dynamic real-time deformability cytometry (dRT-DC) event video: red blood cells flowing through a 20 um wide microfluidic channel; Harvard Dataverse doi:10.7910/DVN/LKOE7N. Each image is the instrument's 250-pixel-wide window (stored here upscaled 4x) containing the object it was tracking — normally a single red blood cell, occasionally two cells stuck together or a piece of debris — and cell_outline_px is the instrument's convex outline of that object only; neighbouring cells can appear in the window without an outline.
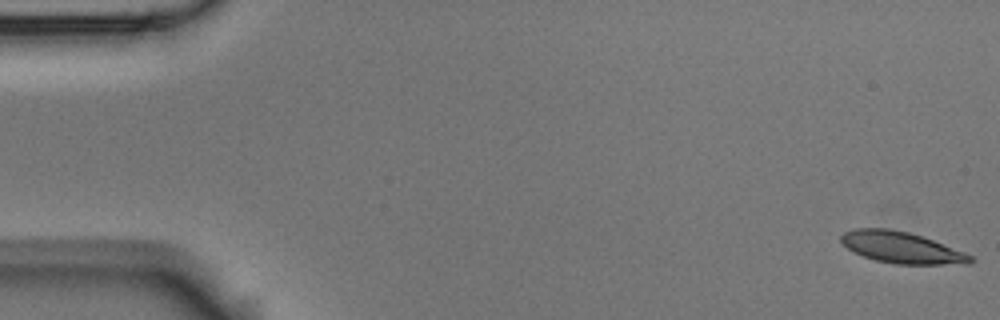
{"species": "Egyptian fruit bat (a non-hibernating species)", "species_latin": "Rousettus aegyptiacus", "temperature_condition": "room temperature", "stored_images_in_passage": 5, "camera_frame_rate_fps": 3000, "um_per_image_px": 0.085, "animal": {"sex": "male"}, "frame": {"image": 1, "passage_image": 1, "time_ms": 0.0, "image_size_px": [1000, 320], "cell_outline_px": [[976, 260], [972, 264], [896, 264], [876, 260], [864, 256], [848, 248], [840, 240], [840, 236], [844, 232], [852, 228], [888, 228], [908, 232], [932, 240], [964, 252], [972, 256]], "centroid_in_image_um": [76.64, 21.04], "position_along_channel_um": 8.4, "area_um2": 23.47}}